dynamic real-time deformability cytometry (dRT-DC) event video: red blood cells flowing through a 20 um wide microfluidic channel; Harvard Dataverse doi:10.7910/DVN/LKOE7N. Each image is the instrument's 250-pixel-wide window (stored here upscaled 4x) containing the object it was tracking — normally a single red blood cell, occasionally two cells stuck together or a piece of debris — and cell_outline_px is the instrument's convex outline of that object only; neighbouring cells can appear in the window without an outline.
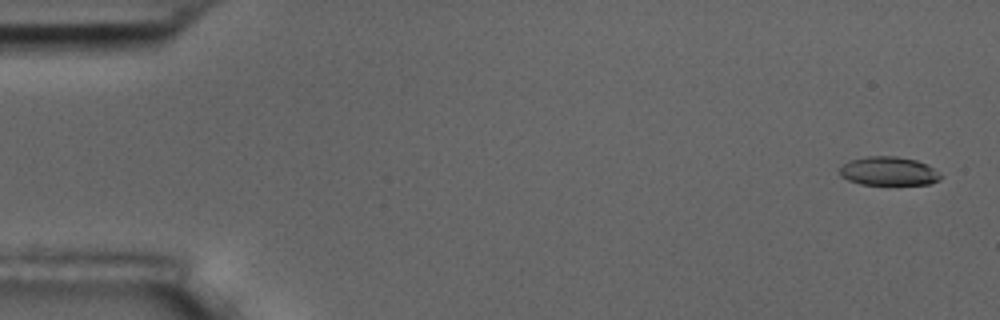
{"species": "common noctule bat (a hibernating species)", "species_latin": "Nyctalus noctula", "temperature_condition": "room temperature", "stored_images_in_passage": 10, "camera_frame_rate_fps": 3000, "um_per_image_px": 0.085, "animal": {"sex": "male", "body_mass_g": 17.5, "forearm_length_mm": 52.3}, "frame": {"image": 1, "passage_image": 1, "time_ms": 0.0, "image_size_px": [1000, 320], "cell_outline_px": [[944, 176], [940, 180], [928, 184], [896, 188], [860, 184], [848, 180], [840, 176], [840, 168], [848, 160], [868, 156], [896, 156], [916, 160], [928, 164]], "centroid_in_image_um": [75.58, 14.61], "position_along_channel_um": 9.4, "area_um2": 17.98}}
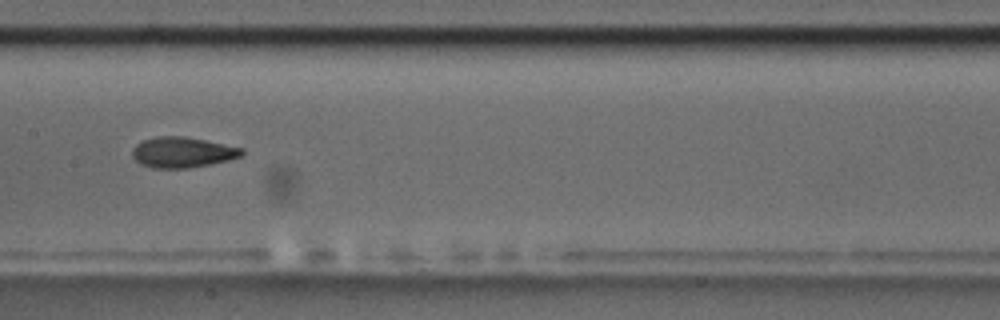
{"frame": {"image": 2, "passage_image": 8, "time_ms": 8.667, "image_size_px": [1000, 320], "cell_outline_px": [[244, 152], [240, 156], [228, 160], [188, 168], [152, 168], [136, 160], [132, 156], [132, 148], [136, 144], [144, 140], [156, 136], [184, 136], [244, 148]], "centroid_in_image_um": [15.5, 12.94], "position_along_channel_um": 191.9, "area_um2": 19.31}}
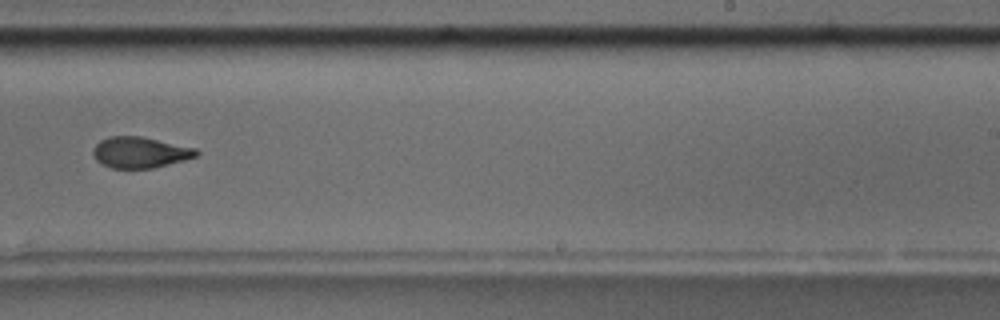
{"frame": {"image": 3, "passage_image": 10, "time_ms": 11.0, "image_size_px": [1000, 320], "cell_outline_px": [[200, 152], [196, 156], [184, 160], [152, 168], [112, 168], [100, 164], [96, 160], [92, 152], [92, 148], [100, 140], [108, 136], [140, 136], [196, 148]], "centroid_in_image_um": [11.86, 12.95], "position_along_channel_um": 277.1, "area_um2": 18.67}}